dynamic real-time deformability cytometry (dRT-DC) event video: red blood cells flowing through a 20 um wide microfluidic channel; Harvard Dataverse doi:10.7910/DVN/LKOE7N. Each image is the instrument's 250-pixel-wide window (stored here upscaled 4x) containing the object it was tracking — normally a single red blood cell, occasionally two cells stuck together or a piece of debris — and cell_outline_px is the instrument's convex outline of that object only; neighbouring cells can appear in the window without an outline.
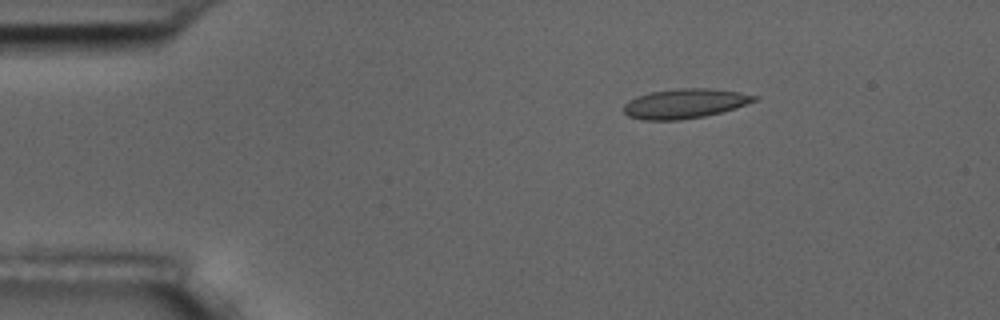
{"species": "common noctule bat (a hibernating species)", "species_latin": "Nyctalus noctula", "temperature_condition": "room temperature", "stored_images_in_passage": 3, "camera_frame_rate_fps": 3000, "um_per_image_px": 0.085, "animal": {"sex": "male", "body_mass_g": 17.5, "forearm_length_mm": 52.3}, "frame": {"image": 1, "passage_image": 1, "time_ms": 0.0, "image_size_px": [1000, 320], "cell_outline_px": [[760, 96], [756, 100], [736, 108], [704, 116], [680, 120], [644, 120], [628, 116], [624, 112], [624, 104], [628, 100], [636, 96], [652, 92], [680, 88], [704, 88], [740, 92]], "centroid_in_image_um": [58.2, 8.8], "position_along_channel_um": 26.8, "area_um2": 22.43}}